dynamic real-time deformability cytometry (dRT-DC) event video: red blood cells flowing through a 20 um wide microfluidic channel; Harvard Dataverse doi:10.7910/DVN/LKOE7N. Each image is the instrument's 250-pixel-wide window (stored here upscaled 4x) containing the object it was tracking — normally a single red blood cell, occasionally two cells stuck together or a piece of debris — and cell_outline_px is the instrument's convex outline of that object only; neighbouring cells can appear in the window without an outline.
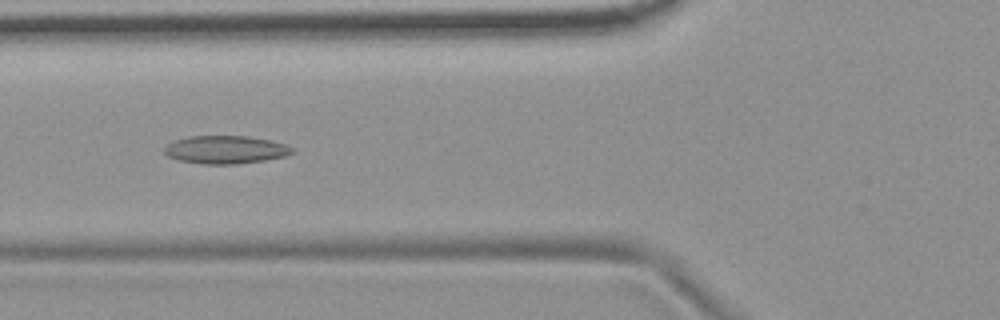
{"species": "common noctule bat (a hibernating species)", "species_latin": "Nyctalus noctula", "temperature_condition": "room temperature", "stored_images_in_passage": 54, "camera_frame_rate_fps": 3000, "um_per_image_px": 0.085, "animal": {"sex": "female", "body_mass_g": 19.9}, "frame": {"image": 1, "passage_image": 20, "time_ms": 6.333, "image_size_px": [1000, 320], "cell_outline_px": [[296, 152], [284, 156], [264, 160], [236, 164], [204, 164], [180, 160], [168, 156], [164, 152], [164, 148], [168, 144], [176, 140], [192, 136], [248, 136], [288, 144], [296, 148]], "centroid_in_image_um": [19.24, 12.72], "position_along_channel_um": 106.6, "area_um2": 20.81}}
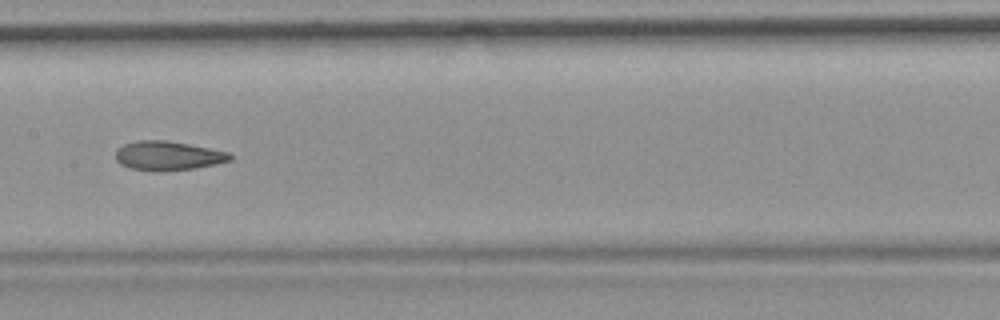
{"frame": {"image": 2, "passage_image": 27, "time_ms": 8.667, "image_size_px": [1000, 320], "cell_outline_px": [[232, 160], [216, 164], [196, 168], [160, 172], [152, 172], [128, 168], [120, 164], [116, 160], [116, 148], [124, 144], [136, 140], [164, 140], [188, 144], [228, 152], [232, 156]], "centroid_in_image_um": [14.23, 13.25], "position_along_channel_um": 193.2, "area_um2": 19.71}}
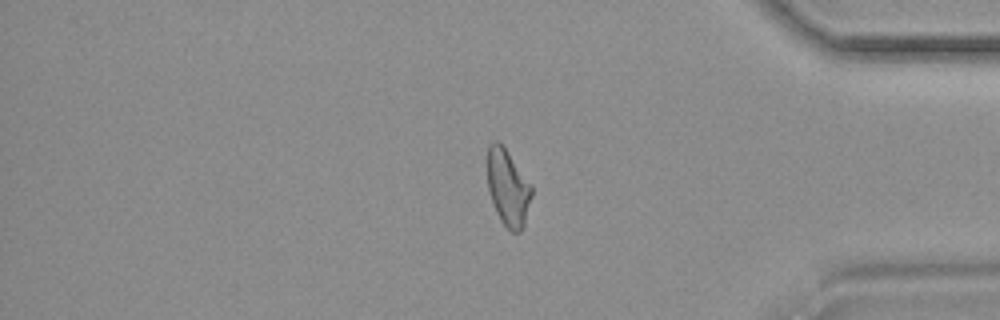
{"frame": {"image": 3, "passage_image": 45, "time_ms": 14.667, "image_size_px": [1000, 320], "cell_outline_px": [[532, 196], [524, 228], [520, 232], [512, 232], [500, 220], [496, 212], [488, 188], [488, 148], [496, 140], [504, 148], [532, 184]], "centroid_in_image_um": [43.21, 16.02], "position_along_channel_um": 392.0, "area_um2": 19.48}, "authors_computed_cell_mechanics": {"area_um2": 20.519, "velocity_mm_per_s": 3.7011, "shape_relaxation_time_tau1_ms": null, "shape_relaxation_time_tau2_ms": 2.2024, "deformation_change_tau1": null, "deformation_change_tau2": 0.0837}}